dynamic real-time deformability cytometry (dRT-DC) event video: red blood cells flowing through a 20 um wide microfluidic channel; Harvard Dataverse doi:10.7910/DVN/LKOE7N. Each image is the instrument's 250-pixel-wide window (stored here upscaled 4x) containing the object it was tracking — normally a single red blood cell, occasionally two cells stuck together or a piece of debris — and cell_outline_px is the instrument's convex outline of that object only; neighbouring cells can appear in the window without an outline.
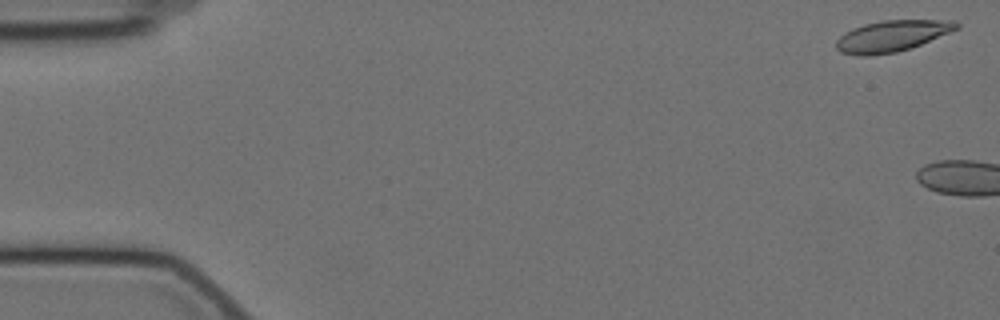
{"species": "Egyptian fruit bat (a non-hibernating species)", "species_latin": "Rousettus aegyptiacus", "temperature_condition": "cold", "stored_images_in_passage": 9, "camera_frame_rate_fps": 3000, "um_per_image_px": 0.085, "animal": {"sex": "female"}, "frame": {"image": 1, "passage_image": 2, "time_ms": 0.333, "image_size_px": [1000, 320], "cell_outline_px": [[960, 28], [920, 44], [896, 52], [868, 56], [860, 56], [840, 52], [836, 48], [836, 40], [844, 32], [852, 28], [864, 24], [884, 20], [956, 20], [960, 24]], "centroid_in_image_um": [75.8, 3.05], "position_along_channel_um": 9.2, "area_um2": 21.85}}